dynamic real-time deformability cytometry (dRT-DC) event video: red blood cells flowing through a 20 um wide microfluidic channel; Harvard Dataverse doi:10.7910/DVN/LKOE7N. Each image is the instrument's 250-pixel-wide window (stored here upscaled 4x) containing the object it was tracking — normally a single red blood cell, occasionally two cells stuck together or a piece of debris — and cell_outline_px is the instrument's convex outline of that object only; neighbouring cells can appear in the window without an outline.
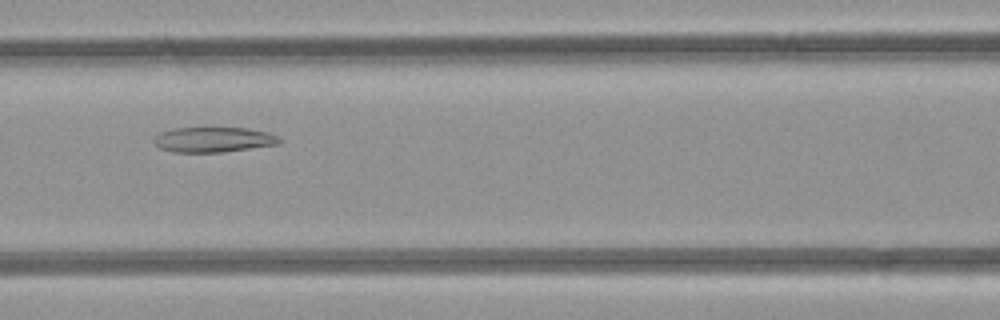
{"species": "common noctule bat (a hibernating species)", "species_latin": "Nyctalus noctula", "temperature_condition": "room temperature", "stored_images_in_passage": 4, "camera_frame_rate_fps": 3000, "um_per_image_px": 0.085, "animal": {"sex": "female", "body_mass_g": 21.9}, "frame": {"image": 1, "passage_image": 4, "time_ms": 3.333, "image_size_px": [1000, 320], "cell_outline_px": [[280, 140], [276, 144], [220, 152], [172, 152], [160, 148], [152, 140], [160, 132], [172, 128], [248, 128], [268, 132], [276, 136]], "centroid_in_image_um": [18.07, 11.86], "position_along_channel_um": 148.5, "area_um2": 18.09}}